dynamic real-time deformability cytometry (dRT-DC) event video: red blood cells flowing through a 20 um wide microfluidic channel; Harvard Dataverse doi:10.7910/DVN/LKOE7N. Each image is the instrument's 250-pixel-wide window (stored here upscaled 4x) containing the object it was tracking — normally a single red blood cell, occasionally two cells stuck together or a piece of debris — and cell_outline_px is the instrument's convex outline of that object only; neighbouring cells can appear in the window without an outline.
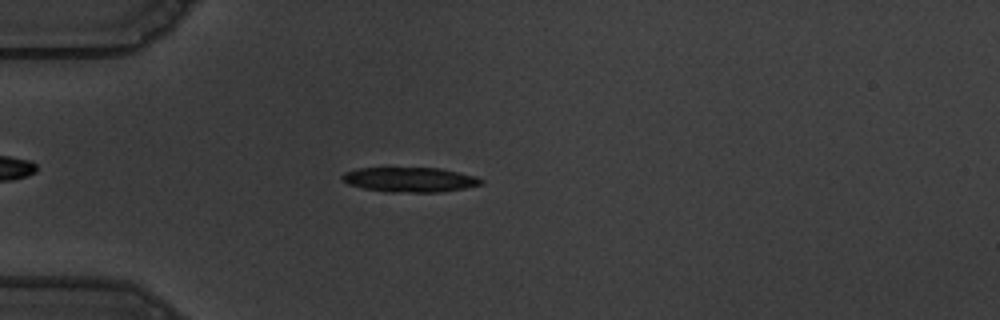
{"species": "common noctule bat (a hibernating species)", "species_latin": "Nyctalus noctula", "temperature_condition": "warm", "stored_images_in_passage": 41, "camera_frame_rate_fps": 3000, "um_per_image_px": 0.085, "animal": {"sex": "male", "body_mass_g": 19.5, "forearm_length_mm": 54.6}, "frame": {"image": 1, "passage_image": 1, "time_ms": 0.0, "image_size_px": [1000, 320], "cell_outline_px": [[484, 184], [464, 188], [440, 192], [388, 192], [364, 188], [348, 184], [340, 176], [344, 172], [356, 168], [440, 168], [476, 176], [484, 180]], "centroid_in_image_um": [34.85, 15.27], "position_along_channel_um": 50.1, "area_um2": 20.06}}
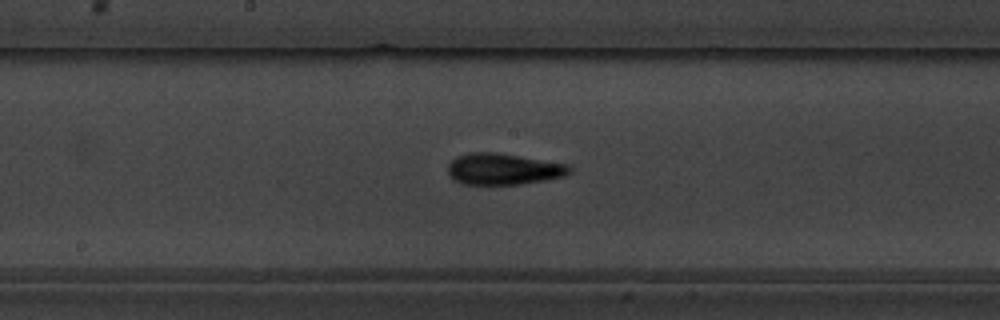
{"frame": {"image": 2, "passage_image": 15, "time_ms": 4.667, "image_size_px": [1000, 320], "cell_outline_px": [[572, 172], [564, 176], [544, 180], [520, 184], [460, 184], [452, 180], [448, 172], [448, 164], [456, 156], [468, 152], [496, 152], [568, 164], [572, 168]], "centroid_in_image_um": [42.76, 14.36], "position_along_channel_um": 205.4, "area_um2": 22.37}}
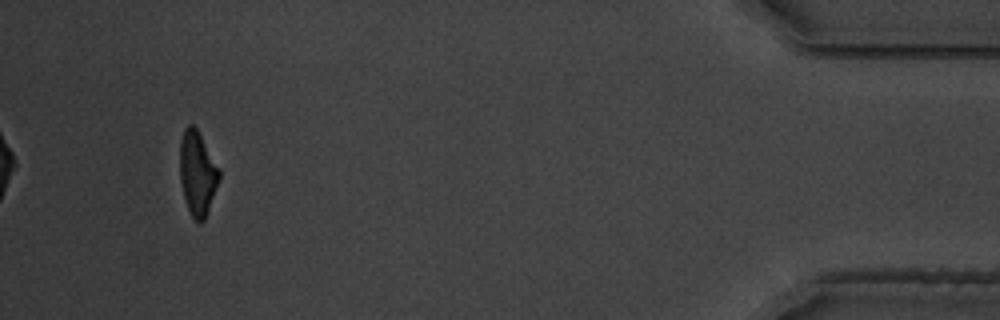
{"frame": {"image": 3, "passage_image": 38, "time_ms": 12.333, "image_size_px": [1000, 320], "cell_outline_px": [[220, 180], [204, 220], [200, 224], [192, 216], [188, 208], [184, 196], [180, 180], [180, 140], [184, 128], [188, 124], [192, 124], [196, 128], [220, 172]], "centroid_in_image_um": [16.77, 14.73], "position_along_channel_um": 418.4, "area_um2": 18.9}, "authors_computed_cell_mechanics": {"area_um2": 20.5768, "velocity_mm_per_s": 3.6551, "shape_relaxation_time_tau1_ms": 4.5332, "shape_relaxation_time_tau2_ms": 2.3642, "deformation_change_tau1": 0.1928, "deformation_change_tau2": 0.12}}